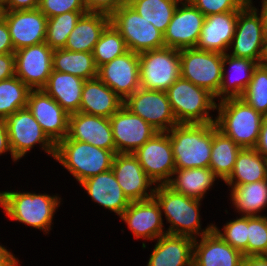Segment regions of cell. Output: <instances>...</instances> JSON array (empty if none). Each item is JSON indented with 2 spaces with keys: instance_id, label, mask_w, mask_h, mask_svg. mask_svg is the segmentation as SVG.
Instances as JSON below:
<instances>
[{
  "instance_id": "8d00e7d4",
  "label": "cell",
  "mask_w": 267,
  "mask_h": 266,
  "mask_svg": "<svg viewBox=\"0 0 267 266\" xmlns=\"http://www.w3.org/2000/svg\"><path fill=\"white\" fill-rule=\"evenodd\" d=\"M31 89L16 75L0 81V119L27 107Z\"/></svg>"
},
{
  "instance_id": "d6a6232c",
  "label": "cell",
  "mask_w": 267,
  "mask_h": 266,
  "mask_svg": "<svg viewBox=\"0 0 267 266\" xmlns=\"http://www.w3.org/2000/svg\"><path fill=\"white\" fill-rule=\"evenodd\" d=\"M229 190L231 206L243 216H261L267 207V179L238 185Z\"/></svg>"
},
{
  "instance_id": "f1b7e54d",
  "label": "cell",
  "mask_w": 267,
  "mask_h": 266,
  "mask_svg": "<svg viewBox=\"0 0 267 266\" xmlns=\"http://www.w3.org/2000/svg\"><path fill=\"white\" fill-rule=\"evenodd\" d=\"M109 24V15L94 12L83 14L69 34L64 48L73 52H93L95 44Z\"/></svg>"
},
{
  "instance_id": "f5cc1de1",
  "label": "cell",
  "mask_w": 267,
  "mask_h": 266,
  "mask_svg": "<svg viewBox=\"0 0 267 266\" xmlns=\"http://www.w3.org/2000/svg\"><path fill=\"white\" fill-rule=\"evenodd\" d=\"M241 266H267V255L243 257Z\"/></svg>"
},
{
  "instance_id": "2e32d148",
  "label": "cell",
  "mask_w": 267,
  "mask_h": 266,
  "mask_svg": "<svg viewBox=\"0 0 267 266\" xmlns=\"http://www.w3.org/2000/svg\"><path fill=\"white\" fill-rule=\"evenodd\" d=\"M116 153H134L158 131L122 106L110 118Z\"/></svg>"
},
{
  "instance_id": "e0dca14e",
  "label": "cell",
  "mask_w": 267,
  "mask_h": 266,
  "mask_svg": "<svg viewBox=\"0 0 267 266\" xmlns=\"http://www.w3.org/2000/svg\"><path fill=\"white\" fill-rule=\"evenodd\" d=\"M111 169L130 202L153 197L156 184L146 175L139 160L132 153H116Z\"/></svg>"
},
{
  "instance_id": "11a10c76",
  "label": "cell",
  "mask_w": 267,
  "mask_h": 266,
  "mask_svg": "<svg viewBox=\"0 0 267 266\" xmlns=\"http://www.w3.org/2000/svg\"><path fill=\"white\" fill-rule=\"evenodd\" d=\"M258 66L267 68V37L263 42L260 58L258 60Z\"/></svg>"
},
{
  "instance_id": "ac0fdd59",
  "label": "cell",
  "mask_w": 267,
  "mask_h": 266,
  "mask_svg": "<svg viewBox=\"0 0 267 266\" xmlns=\"http://www.w3.org/2000/svg\"><path fill=\"white\" fill-rule=\"evenodd\" d=\"M97 77L125 100L140 88L139 54L128 51L99 66Z\"/></svg>"
},
{
  "instance_id": "f546056e",
  "label": "cell",
  "mask_w": 267,
  "mask_h": 266,
  "mask_svg": "<svg viewBox=\"0 0 267 266\" xmlns=\"http://www.w3.org/2000/svg\"><path fill=\"white\" fill-rule=\"evenodd\" d=\"M84 82L80 77L53 70L42 90L72 114L79 112Z\"/></svg>"
},
{
  "instance_id": "83f0119b",
  "label": "cell",
  "mask_w": 267,
  "mask_h": 266,
  "mask_svg": "<svg viewBox=\"0 0 267 266\" xmlns=\"http://www.w3.org/2000/svg\"><path fill=\"white\" fill-rule=\"evenodd\" d=\"M227 64L229 65L228 67L231 69V72H226V69L228 68ZM257 65L258 63L253 60L236 58L228 53L224 54L222 82L218 93L214 96L215 100L217 98V101L228 98H240L243 92L247 89L253 71Z\"/></svg>"
},
{
  "instance_id": "ee69618b",
  "label": "cell",
  "mask_w": 267,
  "mask_h": 266,
  "mask_svg": "<svg viewBox=\"0 0 267 266\" xmlns=\"http://www.w3.org/2000/svg\"><path fill=\"white\" fill-rule=\"evenodd\" d=\"M38 9L47 18L69 11H87L83 0H40Z\"/></svg>"
},
{
  "instance_id": "d4e9b609",
  "label": "cell",
  "mask_w": 267,
  "mask_h": 266,
  "mask_svg": "<svg viewBox=\"0 0 267 266\" xmlns=\"http://www.w3.org/2000/svg\"><path fill=\"white\" fill-rule=\"evenodd\" d=\"M79 184L87 191L94 203L114 212L119 217L130 204L112 169L89 177Z\"/></svg>"
},
{
  "instance_id": "7402d4cb",
  "label": "cell",
  "mask_w": 267,
  "mask_h": 266,
  "mask_svg": "<svg viewBox=\"0 0 267 266\" xmlns=\"http://www.w3.org/2000/svg\"><path fill=\"white\" fill-rule=\"evenodd\" d=\"M67 136L72 140L111 150L115 154V143L109 118L82 112L69 114Z\"/></svg>"
},
{
  "instance_id": "db71d44e",
  "label": "cell",
  "mask_w": 267,
  "mask_h": 266,
  "mask_svg": "<svg viewBox=\"0 0 267 266\" xmlns=\"http://www.w3.org/2000/svg\"><path fill=\"white\" fill-rule=\"evenodd\" d=\"M262 5L260 6L262 9H260V15L263 22V28H264V34L265 37H267V0L261 1Z\"/></svg>"
},
{
  "instance_id": "f907efd6",
  "label": "cell",
  "mask_w": 267,
  "mask_h": 266,
  "mask_svg": "<svg viewBox=\"0 0 267 266\" xmlns=\"http://www.w3.org/2000/svg\"><path fill=\"white\" fill-rule=\"evenodd\" d=\"M11 154V157L15 163L18 160L13 156L10 144H9V137H8V132H7V127L4 119H0V156L3 153H8Z\"/></svg>"
},
{
  "instance_id": "74e56055",
  "label": "cell",
  "mask_w": 267,
  "mask_h": 266,
  "mask_svg": "<svg viewBox=\"0 0 267 266\" xmlns=\"http://www.w3.org/2000/svg\"><path fill=\"white\" fill-rule=\"evenodd\" d=\"M87 11H69L47 18L45 43L53 50L65 47L67 38Z\"/></svg>"
},
{
  "instance_id": "5b68a950",
  "label": "cell",
  "mask_w": 267,
  "mask_h": 266,
  "mask_svg": "<svg viewBox=\"0 0 267 266\" xmlns=\"http://www.w3.org/2000/svg\"><path fill=\"white\" fill-rule=\"evenodd\" d=\"M114 153L68 136L56 144L54 159L79 183L112 168Z\"/></svg>"
},
{
  "instance_id": "30bf717a",
  "label": "cell",
  "mask_w": 267,
  "mask_h": 266,
  "mask_svg": "<svg viewBox=\"0 0 267 266\" xmlns=\"http://www.w3.org/2000/svg\"><path fill=\"white\" fill-rule=\"evenodd\" d=\"M223 55L195 47L180 50L181 77L215 96L222 82Z\"/></svg>"
},
{
  "instance_id": "ab89813d",
  "label": "cell",
  "mask_w": 267,
  "mask_h": 266,
  "mask_svg": "<svg viewBox=\"0 0 267 266\" xmlns=\"http://www.w3.org/2000/svg\"><path fill=\"white\" fill-rule=\"evenodd\" d=\"M240 99L262 115H267V68L257 65Z\"/></svg>"
},
{
  "instance_id": "277c9868",
  "label": "cell",
  "mask_w": 267,
  "mask_h": 266,
  "mask_svg": "<svg viewBox=\"0 0 267 266\" xmlns=\"http://www.w3.org/2000/svg\"><path fill=\"white\" fill-rule=\"evenodd\" d=\"M215 125L241 148H254L257 144L264 115L240 98L219 101Z\"/></svg>"
},
{
  "instance_id": "9a60e30c",
  "label": "cell",
  "mask_w": 267,
  "mask_h": 266,
  "mask_svg": "<svg viewBox=\"0 0 267 266\" xmlns=\"http://www.w3.org/2000/svg\"><path fill=\"white\" fill-rule=\"evenodd\" d=\"M204 20V14L190 1H180L163 34L165 47L177 50L194 48Z\"/></svg>"
},
{
  "instance_id": "681fc988",
  "label": "cell",
  "mask_w": 267,
  "mask_h": 266,
  "mask_svg": "<svg viewBox=\"0 0 267 266\" xmlns=\"http://www.w3.org/2000/svg\"><path fill=\"white\" fill-rule=\"evenodd\" d=\"M254 149L263 157L267 158V115L263 118L259 138Z\"/></svg>"
},
{
  "instance_id": "7bdbcfd3",
  "label": "cell",
  "mask_w": 267,
  "mask_h": 266,
  "mask_svg": "<svg viewBox=\"0 0 267 266\" xmlns=\"http://www.w3.org/2000/svg\"><path fill=\"white\" fill-rule=\"evenodd\" d=\"M204 16L240 11L252 0H189Z\"/></svg>"
},
{
  "instance_id": "8fae6325",
  "label": "cell",
  "mask_w": 267,
  "mask_h": 266,
  "mask_svg": "<svg viewBox=\"0 0 267 266\" xmlns=\"http://www.w3.org/2000/svg\"><path fill=\"white\" fill-rule=\"evenodd\" d=\"M123 106L132 114L140 116L158 132H168L179 124L164 91L140 87L124 100Z\"/></svg>"
},
{
  "instance_id": "f35d334b",
  "label": "cell",
  "mask_w": 267,
  "mask_h": 266,
  "mask_svg": "<svg viewBox=\"0 0 267 266\" xmlns=\"http://www.w3.org/2000/svg\"><path fill=\"white\" fill-rule=\"evenodd\" d=\"M128 51L125 40L110 23L102 32L99 41L95 44L93 50L95 65L98 68Z\"/></svg>"
},
{
  "instance_id": "4dcf8cb0",
  "label": "cell",
  "mask_w": 267,
  "mask_h": 266,
  "mask_svg": "<svg viewBox=\"0 0 267 266\" xmlns=\"http://www.w3.org/2000/svg\"><path fill=\"white\" fill-rule=\"evenodd\" d=\"M219 177L210 168L176 169L167 185L187 197L203 200Z\"/></svg>"
},
{
  "instance_id": "4316f807",
  "label": "cell",
  "mask_w": 267,
  "mask_h": 266,
  "mask_svg": "<svg viewBox=\"0 0 267 266\" xmlns=\"http://www.w3.org/2000/svg\"><path fill=\"white\" fill-rule=\"evenodd\" d=\"M123 104L124 100L98 77L85 80L79 112L110 118Z\"/></svg>"
},
{
  "instance_id": "9f6ffc18",
  "label": "cell",
  "mask_w": 267,
  "mask_h": 266,
  "mask_svg": "<svg viewBox=\"0 0 267 266\" xmlns=\"http://www.w3.org/2000/svg\"><path fill=\"white\" fill-rule=\"evenodd\" d=\"M6 1H7V0H0V7H1V8L5 5Z\"/></svg>"
},
{
  "instance_id": "b9f144b4",
  "label": "cell",
  "mask_w": 267,
  "mask_h": 266,
  "mask_svg": "<svg viewBox=\"0 0 267 266\" xmlns=\"http://www.w3.org/2000/svg\"><path fill=\"white\" fill-rule=\"evenodd\" d=\"M267 255V216H248L247 256Z\"/></svg>"
},
{
  "instance_id": "6f0895ef",
  "label": "cell",
  "mask_w": 267,
  "mask_h": 266,
  "mask_svg": "<svg viewBox=\"0 0 267 266\" xmlns=\"http://www.w3.org/2000/svg\"><path fill=\"white\" fill-rule=\"evenodd\" d=\"M124 3H128L130 0H122Z\"/></svg>"
},
{
  "instance_id": "8992f818",
  "label": "cell",
  "mask_w": 267,
  "mask_h": 266,
  "mask_svg": "<svg viewBox=\"0 0 267 266\" xmlns=\"http://www.w3.org/2000/svg\"><path fill=\"white\" fill-rule=\"evenodd\" d=\"M168 100L178 123H213L210 115L217 103L208 90L181 76L167 89Z\"/></svg>"
},
{
  "instance_id": "7a4b0ae2",
  "label": "cell",
  "mask_w": 267,
  "mask_h": 266,
  "mask_svg": "<svg viewBox=\"0 0 267 266\" xmlns=\"http://www.w3.org/2000/svg\"><path fill=\"white\" fill-rule=\"evenodd\" d=\"M61 197L34 192H0V207L8 218L49 234Z\"/></svg>"
},
{
  "instance_id": "603a6c76",
  "label": "cell",
  "mask_w": 267,
  "mask_h": 266,
  "mask_svg": "<svg viewBox=\"0 0 267 266\" xmlns=\"http://www.w3.org/2000/svg\"><path fill=\"white\" fill-rule=\"evenodd\" d=\"M238 13L239 11H229L206 16L195 48L228 53L235 34Z\"/></svg>"
},
{
  "instance_id": "836d02e7",
  "label": "cell",
  "mask_w": 267,
  "mask_h": 266,
  "mask_svg": "<svg viewBox=\"0 0 267 266\" xmlns=\"http://www.w3.org/2000/svg\"><path fill=\"white\" fill-rule=\"evenodd\" d=\"M242 148L218 130L213 122V142L209 168L225 181L232 173L238 153Z\"/></svg>"
},
{
  "instance_id": "7c38bea8",
  "label": "cell",
  "mask_w": 267,
  "mask_h": 266,
  "mask_svg": "<svg viewBox=\"0 0 267 266\" xmlns=\"http://www.w3.org/2000/svg\"><path fill=\"white\" fill-rule=\"evenodd\" d=\"M259 8L254 7L253 1L242 8L237 17L235 34L229 49L236 58H247L258 63L265 34ZM233 45V46H232Z\"/></svg>"
},
{
  "instance_id": "6da1fadb",
  "label": "cell",
  "mask_w": 267,
  "mask_h": 266,
  "mask_svg": "<svg viewBox=\"0 0 267 266\" xmlns=\"http://www.w3.org/2000/svg\"><path fill=\"white\" fill-rule=\"evenodd\" d=\"M153 197L159 203L166 223H170L169 228L166 229L167 234L197 239V236L200 238L213 230L212 223L204 229L201 227L199 207L202 200L178 193L167 184L156 185Z\"/></svg>"
},
{
  "instance_id": "1f68e13d",
  "label": "cell",
  "mask_w": 267,
  "mask_h": 266,
  "mask_svg": "<svg viewBox=\"0 0 267 266\" xmlns=\"http://www.w3.org/2000/svg\"><path fill=\"white\" fill-rule=\"evenodd\" d=\"M265 179H267V158L254 148H242L237 155L232 173L224 183L234 187Z\"/></svg>"
},
{
  "instance_id": "52a82bcc",
  "label": "cell",
  "mask_w": 267,
  "mask_h": 266,
  "mask_svg": "<svg viewBox=\"0 0 267 266\" xmlns=\"http://www.w3.org/2000/svg\"><path fill=\"white\" fill-rule=\"evenodd\" d=\"M110 23L121 34L129 51L139 54L165 47L163 34L127 3L110 16Z\"/></svg>"
},
{
  "instance_id": "ba28073f",
  "label": "cell",
  "mask_w": 267,
  "mask_h": 266,
  "mask_svg": "<svg viewBox=\"0 0 267 266\" xmlns=\"http://www.w3.org/2000/svg\"><path fill=\"white\" fill-rule=\"evenodd\" d=\"M140 87L166 92L181 76L180 50L163 47L139 53Z\"/></svg>"
},
{
  "instance_id": "d6986e66",
  "label": "cell",
  "mask_w": 267,
  "mask_h": 266,
  "mask_svg": "<svg viewBox=\"0 0 267 266\" xmlns=\"http://www.w3.org/2000/svg\"><path fill=\"white\" fill-rule=\"evenodd\" d=\"M27 108L55 144L68 135L69 113L42 89L30 91Z\"/></svg>"
},
{
  "instance_id": "7dc6e473",
  "label": "cell",
  "mask_w": 267,
  "mask_h": 266,
  "mask_svg": "<svg viewBox=\"0 0 267 266\" xmlns=\"http://www.w3.org/2000/svg\"><path fill=\"white\" fill-rule=\"evenodd\" d=\"M10 32L5 19L0 17V54L14 53Z\"/></svg>"
},
{
  "instance_id": "cb8c5ba5",
  "label": "cell",
  "mask_w": 267,
  "mask_h": 266,
  "mask_svg": "<svg viewBox=\"0 0 267 266\" xmlns=\"http://www.w3.org/2000/svg\"><path fill=\"white\" fill-rule=\"evenodd\" d=\"M199 239L193 243V266H241L243 254L214 230Z\"/></svg>"
},
{
  "instance_id": "ffe728a7",
  "label": "cell",
  "mask_w": 267,
  "mask_h": 266,
  "mask_svg": "<svg viewBox=\"0 0 267 266\" xmlns=\"http://www.w3.org/2000/svg\"><path fill=\"white\" fill-rule=\"evenodd\" d=\"M163 215L159 203L154 197L130 202L120 219L127 224L128 229L136 239L153 241L167 234L164 230Z\"/></svg>"
},
{
  "instance_id": "484cf974",
  "label": "cell",
  "mask_w": 267,
  "mask_h": 266,
  "mask_svg": "<svg viewBox=\"0 0 267 266\" xmlns=\"http://www.w3.org/2000/svg\"><path fill=\"white\" fill-rule=\"evenodd\" d=\"M156 240L146 266H193V238L164 234Z\"/></svg>"
},
{
  "instance_id": "d590c367",
  "label": "cell",
  "mask_w": 267,
  "mask_h": 266,
  "mask_svg": "<svg viewBox=\"0 0 267 266\" xmlns=\"http://www.w3.org/2000/svg\"><path fill=\"white\" fill-rule=\"evenodd\" d=\"M179 2V0H130L127 4L164 34Z\"/></svg>"
},
{
  "instance_id": "4fadbf2b",
  "label": "cell",
  "mask_w": 267,
  "mask_h": 266,
  "mask_svg": "<svg viewBox=\"0 0 267 266\" xmlns=\"http://www.w3.org/2000/svg\"><path fill=\"white\" fill-rule=\"evenodd\" d=\"M133 155L139 160L146 175L156 185L167 184L176 170L170 137L167 132H157Z\"/></svg>"
},
{
  "instance_id": "c3c4849f",
  "label": "cell",
  "mask_w": 267,
  "mask_h": 266,
  "mask_svg": "<svg viewBox=\"0 0 267 266\" xmlns=\"http://www.w3.org/2000/svg\"><path fill=\"white\" fill-rule=\"evenodd\" d=\"M40 0H7L2 11L33 10L39 7Z\"/></svg>"
},
{
  "instance_id": "e575fe53",
  "label": "cell",
  "mask_w": 267,
  "mask_h": 266,
  "mask_svg": "<svg viewBox=\"0 0 267 266\" xmlns=\"http://www.w3.org/2000/svg\"><path fill=\"white\" fill-rule=\"evenodd\" d=\"M53 70L72 74L83 80L97 77L93 52H73L65 48L53 50Z\"/></svg>"
},
{
  "instance_id": "9c48e42d",
  "label": "cell",
  "mask_w": 267,
  "mask_h": 266,
  "mask_svg": "<svg viewBox=\"0 0 267 266\" xmlns=\"http://www.w3.org/2000/svg\"><path fill=\"white\" fill-rule=\"evenodd\" d=\"M4 121L7 127L10 148L17 160L24 157L37 144L47 155L55 157L56 144L43 131L27 107L9 115Z\"/></svg>"
},
{
  "instance_id": "bcb514c9",
  "label": "cell",
  "mask_w": 267,
  "mask_h": 266,
  "mask_svg": "<svg viewBox=\"0 0 267 266\" xmlns=\"http://www.w3.org/2000/svg\"><path fill=\"white\" fill-rule=\"evenodd\" d=\"M15 76V53L0 54V81Z\"/></svg>"
},
{
  "instance_id": "f6af8a7d",
  "label": "cell",
  "mask_w": 267,
  "mask_h": 266,
  "mask_svg": "<svg viewBox=\"0 0 267 266\" xmlns=\"http://www.w3.org/2000/svg\"><path fill=\"white\" fill-rule=\"evenodd\" d=\"M87 12L111 16L124 2L122 0H83Z\"/></svg>"
},
{
  "instance_id": "3957f363",
  "label": "cell",
  "mask_w": 267,
  "mask_h": 266,
  "mask_svg": "<svg viewBox=\"0 0 267 266\" xmlns=\"http://www.w3.org/2000/svg\"><path fill=\"white\" fill-rule=\"evenodd\" d=\"M167 133L176 169L209 168L213 123H179Z\"/></svg>"
},
{
  "instance_id": "5bb4252c",
  "label": "cell",
  "mask_w": 267,
  "mask_h": 266,
  "mask_svg": "<svg viewBox=\"0 0 267 266\" xmlns=\"http://www.w3.org/2000/svg\"><path fill=\"white\" fill-rule=\"evenodd\" d=\"M14 53L15 75L31 90L42 89L53 71V49L43 42Z\"/></svg>"
},
{
  "instance_id": "680465c9",
  "label": "cell",
  "mask_w": 267,
  "mask_h": 266,
  "mask_svg": "<svg viewBox=\"0 0 267 266\" xmlns=\"http://www.w3.org/2000/svg\"><path fill=\"white\" fill-rule=\"evenodd\" d=\"M1 15H2V8L0 7V17H1Z\"/></svg>"
},
{
  "instance_id": "44dd1931",
  "label": "cell",
  "mask_w": 267,
  "mask_h": 266,
  "mask_svg": "<svg viewBox=\"0 0 267 266\" xmlns=\"http://www.w3.org/2000/svg\"><path fill=\"white\" fill-rule=\"evenodd\" d=\"M9 28L14 51L45 42L47 17L33 10L2 11Z\"/></svg>"
},
{
  "instance_id": "60d3db41",
  "label": "cell",
  "mask_w": 267,
  "mask_h": 266,
  "mask_svg": "<svg viewBox=\"0 0 267 266\" xmlns=\"http://www.w3.org/2000/svg\"><path fill=\"white\" fill-rule=\"evenodd\" d=\"M223 231L213 224V230L233 248L239 250L247 257L248 243V216L241 215L239 218L229 220L222 227Z\"/></svg>"
},
{
  "instance_id": "816d5d0a",
  "label": "cell",
  "mask_w": 267,
  "mask_h": 266,
  "mask_svg": "<svg viewBox=\"0 0 267 266\" xmlns=\"http://www.w3.org/2000/svg\"><path fill=\"white\" fill-rule=\"evenodd\" d=\"M19 260L13 255L12 252L8 251L6 247L0 245V266H18Z\"/></svg>"
}]
</instances>
